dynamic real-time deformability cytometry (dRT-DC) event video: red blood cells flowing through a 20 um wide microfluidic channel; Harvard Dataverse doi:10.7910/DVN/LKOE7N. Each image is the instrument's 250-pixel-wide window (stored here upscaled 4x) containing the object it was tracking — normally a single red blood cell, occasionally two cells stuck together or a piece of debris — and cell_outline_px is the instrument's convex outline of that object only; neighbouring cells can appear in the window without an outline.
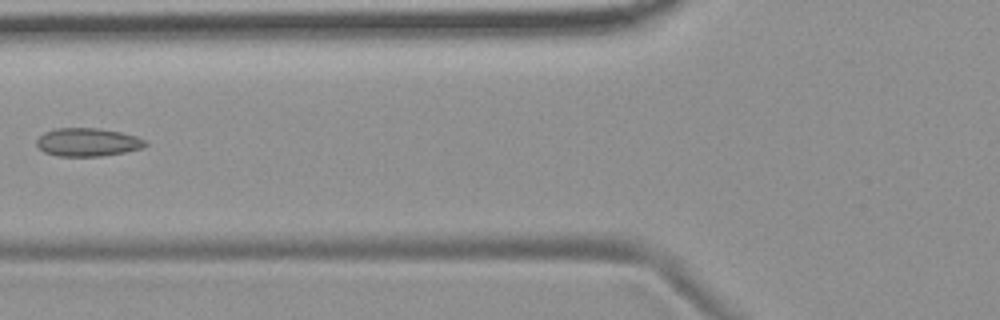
{"species": "common noctule bat (a hibernating species)", "species_latin": "Nyctalus noctula", "temperature_condition": "room temperature", "stored_images_in_passage": 6, "camera_frame_rate_fps": 3000, "um_per_image_px": 0.085, "animal": {"sex": "female", "body_mass_g": 19.9}, "frame": {"image": 1, "passage_image": 5, "time_ms": 4.667, "image_size_px": [1000, 320], "cell_outline_px": [[148, 144], [140, 148], [124, 152], [100, 156], [56, 156], [44, 152], [36, 144], [36, 140], [44, 132], [56, 128], [96, 128], [120, 132], [136, 136], [148, 140]], "centroid_in_image_um": [7.44, 12.08], "position_along_channel_um": 118.4, "area_um2": 17.86}}
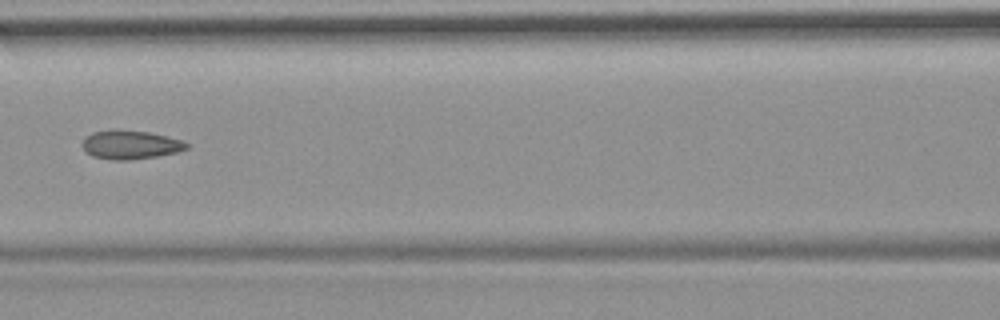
{"frame": {"image": 2, "passage_image": 6, "time_ms": 5.667, "image_size_px": [1000, 320], "cell_outline_px": [[188, 148], [176, 152], [156, 156], [128, 160], [112, 160], [92, 156], [84, 148], [84, 136], [92, 132], [116, 128], [148, 132], [184, 140], [188, 144]], "centroid_in_image_um": [11.08, 12.28], "position_along_channel_um": 155.5, "area_um2": 17.51}}